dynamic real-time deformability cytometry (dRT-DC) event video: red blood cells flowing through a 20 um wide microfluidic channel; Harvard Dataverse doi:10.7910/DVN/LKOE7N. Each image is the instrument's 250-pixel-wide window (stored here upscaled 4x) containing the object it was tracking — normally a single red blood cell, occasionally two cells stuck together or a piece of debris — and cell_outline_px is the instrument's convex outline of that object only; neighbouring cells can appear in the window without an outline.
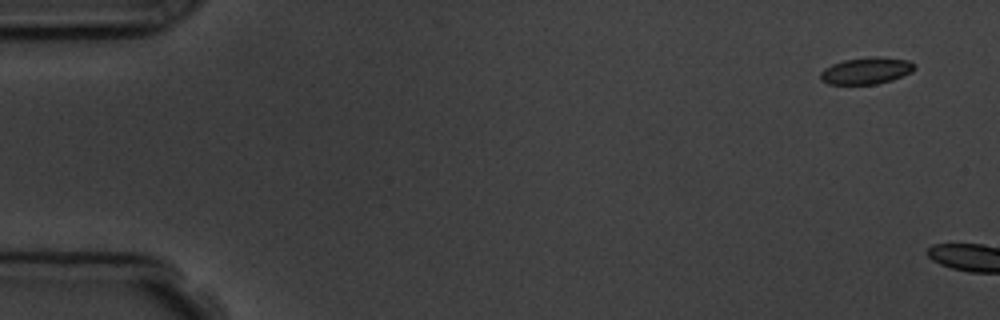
{"species": "common noctule bat (a hibernating species)", "species_latin": "Nyctalus noctula", "temperature_condition": "room temperature", "stored_images_in_passage": 2, "camera_frame_rate_fps": 3000, "um_per_image_px": 0.085, "animal": {"sex": "male", "body_mass_g": 19.5, "forearm_length_mm": 54.6}, "frame": {"image": 1, "passage_image": 1, "time_ms": 0.0, "image_size_px": [1000, 320], "cell_outline_px": [[916, 68], [912, 72], [892, 80], [876, 84], [828, 84], [820, 80], [820, 72], [824, 68], [832, 64], [844, 60], [872, 56], [876, 56], [908, 60], [916, 64]], "centroid_in_image_um": [73.64, 6.01], "position_along_channel_um": 11.4, "area_um2": 14.8}}